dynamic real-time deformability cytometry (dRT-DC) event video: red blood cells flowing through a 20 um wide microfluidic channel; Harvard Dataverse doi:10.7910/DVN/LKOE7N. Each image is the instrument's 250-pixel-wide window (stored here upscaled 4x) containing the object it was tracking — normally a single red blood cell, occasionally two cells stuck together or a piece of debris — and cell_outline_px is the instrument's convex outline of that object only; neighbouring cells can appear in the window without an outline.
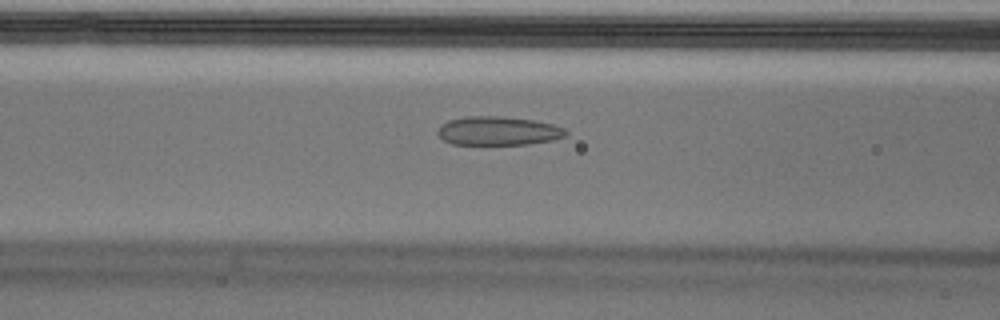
{"species": "Egyptian fruit bat (a non-hibernating species)", "species_latin": "Rousettus aegyptiacus", "temperature_condition": "cold", "stored_images_in_passage": 53, "segment_of_instrument_passage": [1, 2], "camera_frame_rate_fps": 3000, "um_per_image_px": 0.085, "animal": {"sex": "male"}, "frame": {"image": 1, "passage_image": 19, "time_ms": 6.0, "image_size_px": [1000, 320], "cell_outline_px": [[568, 132], [564, 136], [552, 140], [528, 144], [452, 144], [444, 140], [436, 132], [448, 120], [468, 116], [500, 116], [536, 120], [552, 124], [564, 128]], "centroid_in_image_um": [42.37, 11.12], "position_along_channel_um": 124.2, "area_um2": 21.33}}
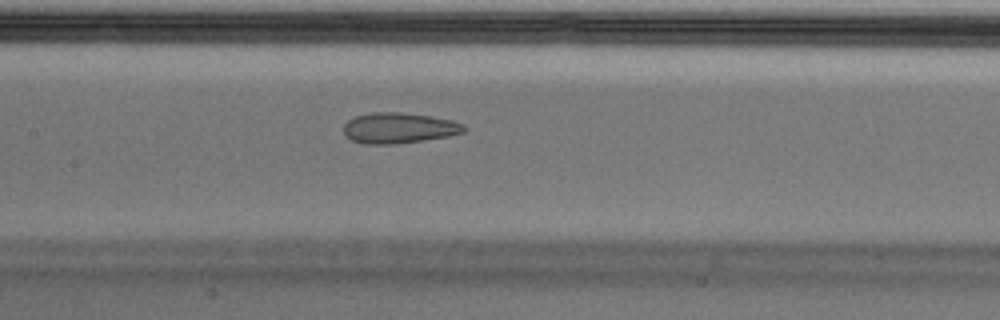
{"frame": {"image": 2, "passage_image": 23, "time_ms": 7.333, "image_size_px": [1000, 320], "cell_outline_px": [[468, 128], [464, 132], [448, 136], [396, 144], [364, 144], [352, 140], [344, 136], [344, 124], [348, 120], [356, 116], [372, 112], [400, 112], [432, 116], [452, 120], [464, 124]], "centroid_in_image_um": [33.91, 10.88], "position_along_channel_um": 173.5, "area_um2": 21.62}}
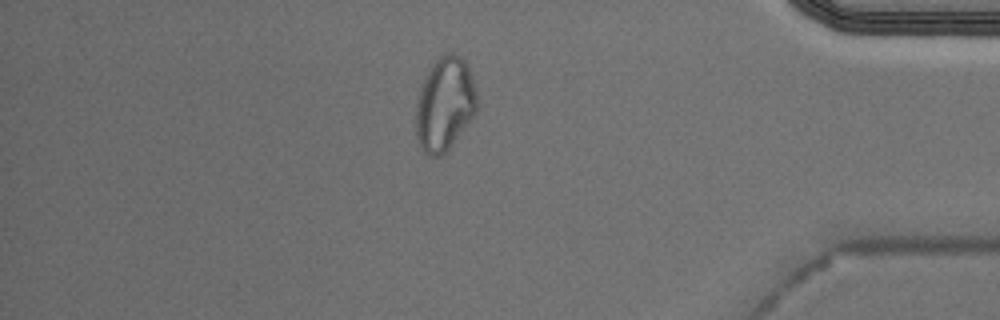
{"frame": {"image": 3, "passage_image": 44, "time_ms": 14.333, "image_size_px": [1000, 320], "cell_outline_px": [[476, 112], [452, 144], [440, 156], [428, 156], [424, 152], [416, 136], [416, 100], [424, 80], [428, 72], [436, 60], [444, 52], [452, 52], [460, 56], [464, 60], [468, 68], [476, 92]], "centroid_in_image_um": [37.78, 8.84], "position_along_channel_um": 397.4, "area_um2": 32.77}}